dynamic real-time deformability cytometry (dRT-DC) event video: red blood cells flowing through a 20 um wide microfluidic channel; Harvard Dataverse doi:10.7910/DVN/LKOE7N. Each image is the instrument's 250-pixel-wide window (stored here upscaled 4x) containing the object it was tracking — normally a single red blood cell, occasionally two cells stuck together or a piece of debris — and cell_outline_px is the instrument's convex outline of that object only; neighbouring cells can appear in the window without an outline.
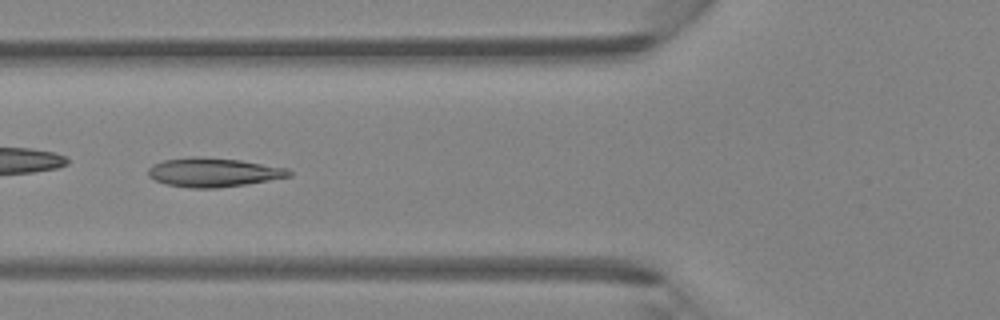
{"species": "Egyptian fruit bat (a non-hibernating species)", "species_latin": "Rousettus aegyptiacus", "temperature_condition": "room temperature", "stored_images_in_passage": 35, "camera_frame_rate_fps": 3000, "um_per_image_px": 0.085, "animal": {"sex": "female"}, "frame": {"image": 1, "passage_image": 7, "time_ms": 2.0, "image_size_px": [1000, 320], "cell_outline_px": [[292, 176], [244, 184], [216, 188], [192, 188], [168, 184], [156, 180], [148, 176], [148, 168], [152, 164], [164, 160], [192, 156], [196, 156], [240, 160], [288, 168], [292, 172]], "centroid_in_image_um": [18.13, 14.64], "position_along_channel_um": 107.7, "area_um2": 23.64}}
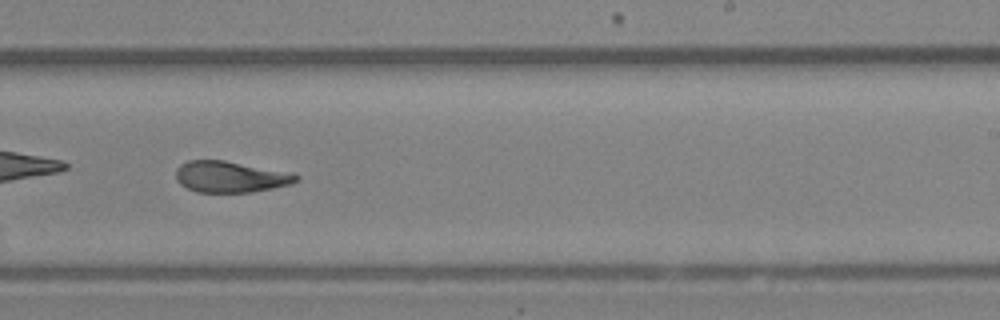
{"frame": {"image": 2, "passage_image": 18, "time_ms": 5.667, "image_size_px": [1000, 320], "cell_outline_px": [[300, 180], [292, 184], [252, 192], [196, 192], [180, 184], [176, 180], [176, 168], [180, 164], [188, 160], [224, 160], [292, 172], [300, 176]], "centroid_in_image_um": [19.61, 15.02], "position_along_channel_um": 269.4, "area_um2": 22.14}}
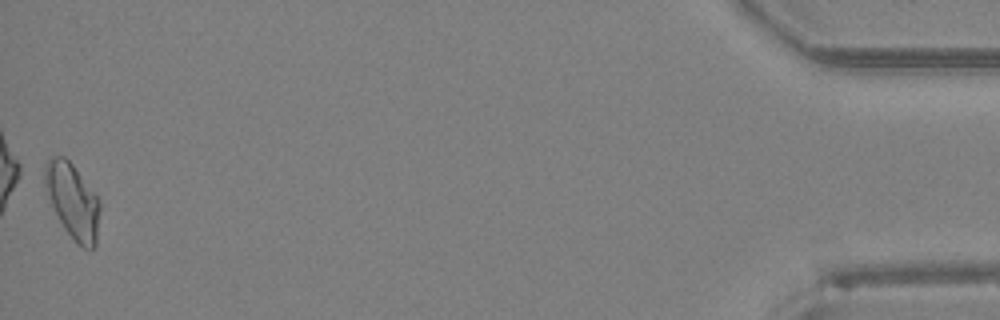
{"frame": {"image": 3, "passage_image": 35, "time_ms": 11.333, "image_size_px": [1000, 320], "cell_outline_px": [[100, 208], [96, 244], [92, 248], [84, 248], [76, 244], [64, 228], [52, 204], [44, 180], [44, 168], [48, 160], [52, 156], [64, 156], [72, 164], [96, 196], [100, 204]], "centroid_in_image_um": [6.18, 17.1], "position_along_channel_um": 429.0, "area_um2": 23.41}}